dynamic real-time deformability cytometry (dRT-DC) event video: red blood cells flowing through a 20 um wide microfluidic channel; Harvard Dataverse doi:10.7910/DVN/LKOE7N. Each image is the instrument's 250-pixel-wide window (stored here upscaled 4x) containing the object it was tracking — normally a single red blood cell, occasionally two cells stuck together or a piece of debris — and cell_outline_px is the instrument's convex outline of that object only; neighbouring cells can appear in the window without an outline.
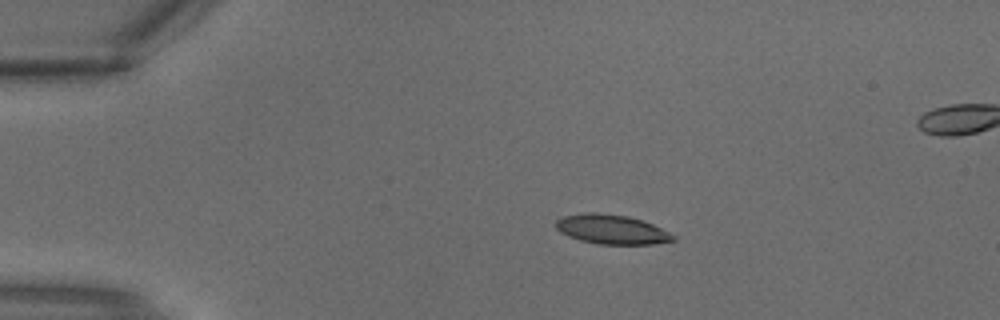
{"species": "common noctule bat (a hibernating species)", "species_latin": "Nyctalus noctula", "temperature_condition": "warm", "stored_images_in_passage": 3, "segment_of_instrument_passage": [1, 2], "camera_frame_rate_fps": 3000, "um_per_image_px": 0.085, "animal": {"sex": "male", "body_mass_g": 18.8}, "frame": {"image": 1, "passage_image": 1, "time_ms": 0.0, "image_size_px": [1000, 320], "cell_outline_px": [[676, 240], [652, 244], [600, 244], [580, 240], [568, 236], [560, 232], [556, 228], [556, 220], [564, 216], [584, 212], [596, 212], [628, 216], [652, 224], [676, 236]], "centroid_in_image_um": [51.97, 19.49], "position_along_channel_um": 33.0, "area_um2": 20.0}}